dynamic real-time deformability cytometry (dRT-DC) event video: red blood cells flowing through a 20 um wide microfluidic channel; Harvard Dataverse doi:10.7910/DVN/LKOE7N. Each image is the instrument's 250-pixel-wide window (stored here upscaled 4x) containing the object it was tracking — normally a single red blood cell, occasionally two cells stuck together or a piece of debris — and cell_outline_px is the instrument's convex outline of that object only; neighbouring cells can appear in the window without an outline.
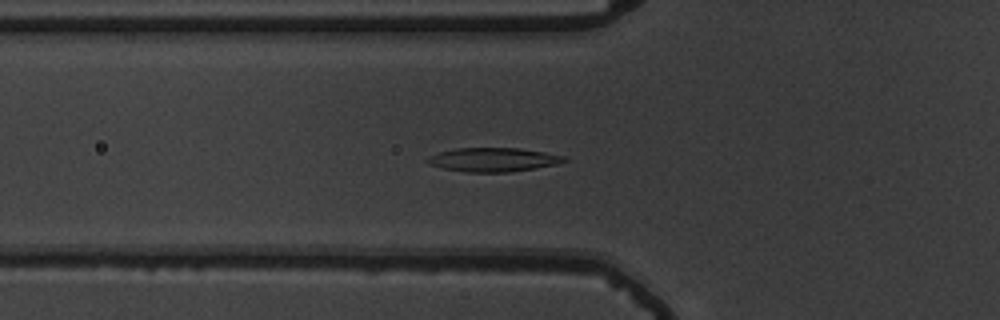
{"species": "common noctule bat (a hibernating species)", "species_latin": "Nyctalus noctula", "temperature_condition": "warm", "stored_images_in_passage": 50, "camera_frame_rate_fps": 3000, "um_per_image_px": 0.085, "animal": {"sex": "male", "body_mass_g": 19.5, "forearm_length_mm": 54.6}, "frame": {"image": 1, "passage_image": 14, "time_ms": 4.333, "image_size_px": [1000, 320], "cell_outline_px": [[568, 160], [556, 164], [512, 172], [464, 172], [440, 168], [428, 164], [424, 160], [428, 156], [440, 152], [456, 148], [520, 148], [544, 152], [564, 156]], "centroid_in_image_um": [41.86, 13.57], "position_along_channel_um": 83.9, "area_um2": 19.13}}
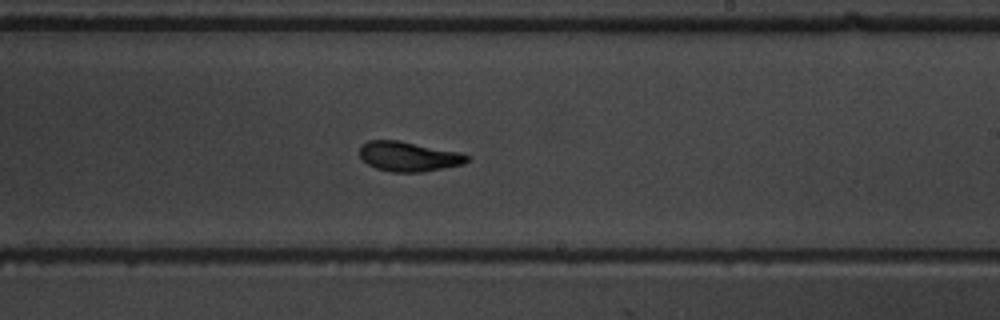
{"frame": {"image": 2, "passage_image": 28, "time_ms": 9.0, "image_size_px": [1000, 320], "cell_outline_px": [[472, 160], [464, 164], [424, 172], [392, 172], [376, 168], [368, 164], [360, 156], [360, 148], [368, 140], [400, 140], [460, 152], [472, 156]], "centroid_in_image_um": [34.81, 13.3], "position_along_channel_um": 254.2, "area_um2": 18.84}}
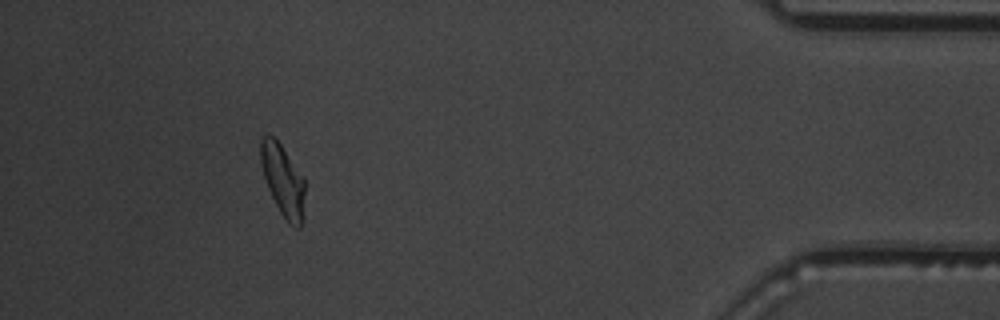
{"frame": {"image": 3, "passage_image": 45, "time_ms": 14.667, "image_size_px": [1000, 320], "cell_outline_px": [[304, 192], [300, 228], [296, 228], [288, 224], [280, 212], [268, 188], [264, 176], [260, 160], [260, 140], [264, 136], [272, 136], [280, 144], [304, 176]], "centroid_in_image_um": [24.04, 15.32], "position_along_channel_um": 411.2, "area_um2": 18.09}, "authors_computed_cell_mechanics": {"area_um2": 18.7272, "velocity_mm_per_s": 3.6524, "shape_relaxation_time_tau1_ms": 4.4755, "shape_relaxation_time_tau2_ms": 1.9656, "deformation_change_tau1": 0.172, "deformation_change_tau2": 0.0824}}